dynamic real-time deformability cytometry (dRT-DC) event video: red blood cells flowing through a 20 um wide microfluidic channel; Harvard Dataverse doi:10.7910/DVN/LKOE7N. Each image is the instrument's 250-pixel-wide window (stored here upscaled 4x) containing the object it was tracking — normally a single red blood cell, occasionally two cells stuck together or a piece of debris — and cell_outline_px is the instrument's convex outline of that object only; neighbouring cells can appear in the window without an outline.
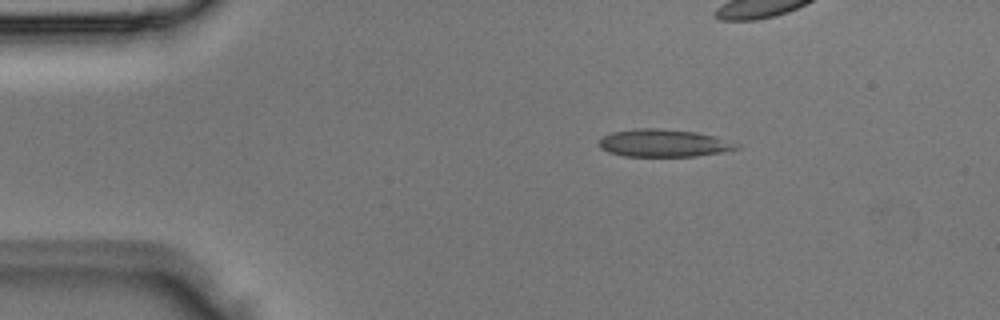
{"species": "Egyptian fruit bat (a non-hibernating species)", "species_latin": "Rousettus aegyptiacus", "temperature_condition": "room temperature", "stored_images_in_passage": 5, "camera_frame_rate_fps": 3000, "um_per_image_px": 0.085, "animal": {"sex": "male"}, "frame": {"image": 1, "passage_image": 2, "time_ms": 0.333, "image_size_px": [1000, 320], "cell_outline_px": [[740, 148], [724, 152], [696, 156], [624, 156], [608, 152], [600, 148], [596, 144], [600, 136], [612, 132], [636, 128], [656, 128], [696, 132], [716, 136], [740, 144]], "centroid_in_image_um": [56.38, 12.16], "position_along_channel_um": 28.6, "area_um2": 22.43}}
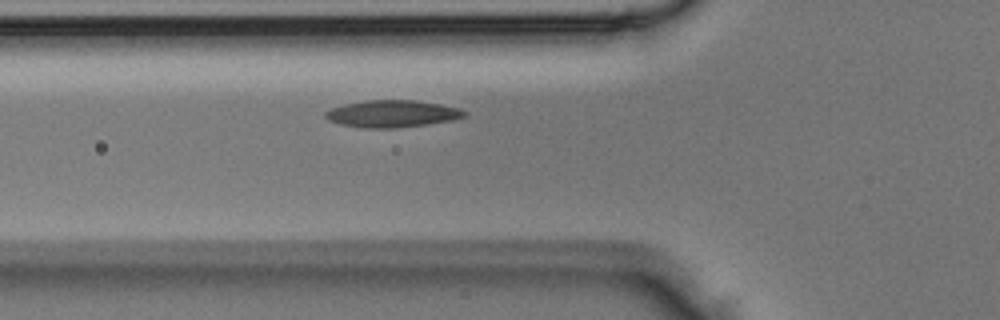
{"frame": {"image": 2, "passage_image": 5, "time_ms": 1.333, "image_size_px": [1000, 320], "cell_outline_px": [[468, 112], [464, 116], [452, 120], [428, 124], [396, 128], [360, 128], [340, 124], [328, 120], [324, 116], [324, 112], [332, 108], [344, 104], [364, 100], [416, 100], [440, 104], [460, 108]], "centroid_in_image_um": [33.32, 9.67], "position_along_channel_um": 92.5, "area_um2": 22.08}}